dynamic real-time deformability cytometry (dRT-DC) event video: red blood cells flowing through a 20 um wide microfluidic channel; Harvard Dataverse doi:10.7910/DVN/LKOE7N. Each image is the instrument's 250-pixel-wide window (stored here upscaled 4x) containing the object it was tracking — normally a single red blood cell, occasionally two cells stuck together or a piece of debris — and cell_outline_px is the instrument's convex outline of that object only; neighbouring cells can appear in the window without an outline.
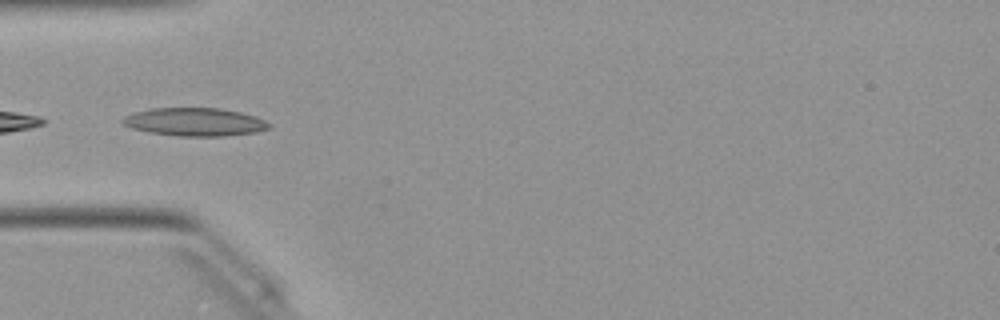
{"species": "Egyptian fruit bat (a non-hibernating species)", "species_latin": "Rousettus aegyptiacus", "temperature_condition": "warm", "stored_images_in_passage": 17, "camera_frame_rate_fps": 3000, "um_per_image_px": 0.085, "animal": {"sex": "female"}, "frame": {"image": 1, "passage_image": 10, "time_ms": 3.0, "image_size_px": [1000, 320], "cell_outline_px": [[272, 128], [256, 132], [224, 136], [176, 136], [148, 132], [132, 128], [124, 124], [120, 120], [124, 116], [136, 112], [152, 108], [220, 108], [240, 112], [256, 116], [272, 124]], "centroid_in_image_um": [16.59, 10.37], "position_along_channel_um": 68.4, "area_um2": 24.1}}